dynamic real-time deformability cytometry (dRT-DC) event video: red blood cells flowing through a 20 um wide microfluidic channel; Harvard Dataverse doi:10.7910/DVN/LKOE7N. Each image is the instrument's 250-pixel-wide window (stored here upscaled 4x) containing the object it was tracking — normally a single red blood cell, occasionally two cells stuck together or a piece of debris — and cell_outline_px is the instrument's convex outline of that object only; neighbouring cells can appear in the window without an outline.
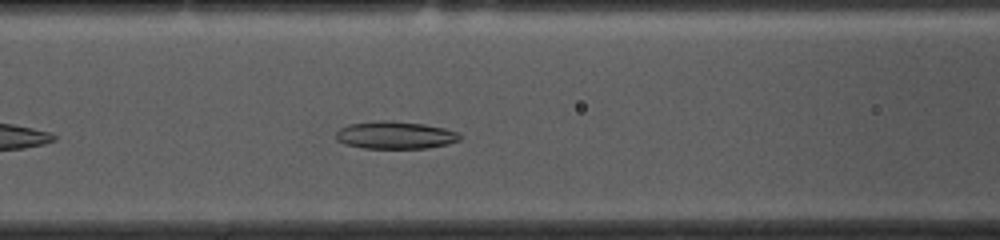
{"species": "common noctule bat (a hibernating species)", "species_latin": "Nyctalus noctula", "temperature_condition": "cold", "stored_images_in_passage": 42, "camera_frame_rate_fps": 3000, "um_per_image_px": 0.085, "animal": {"sex": "female", "body_mass_g": 10.0, "forearm_length_mm": 53.1}, "frame": {"image": 1, "passage_image": 10, "time_ms": 3.0, "image_size_px": [1000, 240], "cell_outline_px": [[460, 140], [448, 144], [428, 148], [364, 148], [344, 144], [336, 140], [336, 132], [340, 128], [348, 124], [380, 120], [392, 120], [424, 124], [444, 128], [456, 132], [460, 136]], "centroid_in_image_um": [33.56, 11.48], "position_along_channel_um": 133.0, "area_um2": 19.94}}
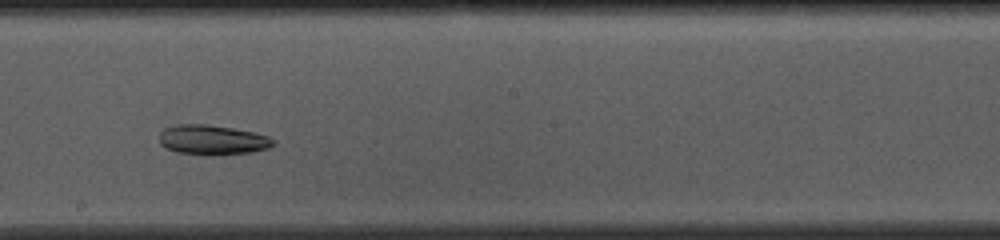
{"frame": {"image": 2, "passage_image": 18, "time_ms": 5.667, "image_size_px": [1000, 240], "cell_outline_px": [[276, 140], [268, 148], [252, 152], [216, 156], [208, 156], [176, 152], [160, 144], [160, 132], [164, 128], [176, 124], [208, 124], [256, 132], [268, 136]], "centroid_in_image_um": [18.06, 11.9], "position_along_channel_um": 230.1, "area_um2": 20.11}}
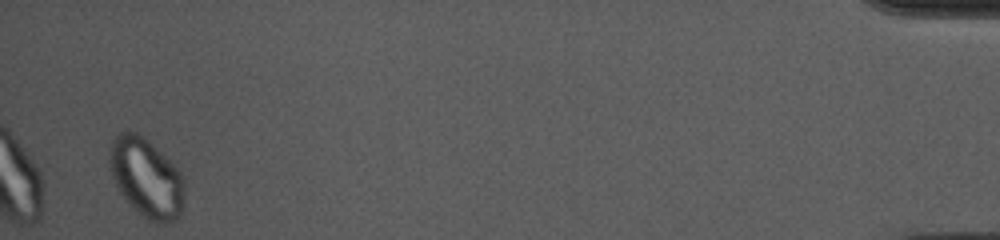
{"frame": {"image": 3, "passage_image": 41, "time_ms": 13.333, "image_size_px": [1000, 240], "cell_outline_px": [[184, 208], [180, 216], [176, 220], [164, 224], [156, 224], [140, 216], [120, 192], [112, 176], [108, 160], [108, 152], [112, 140], [116, 132], [136, 132], [168, 156], [184, 176]], "centroid_in_image_um": [12.47, 15.13], "position_along_channel_um": 422.7, "area_um2": 35.32}}